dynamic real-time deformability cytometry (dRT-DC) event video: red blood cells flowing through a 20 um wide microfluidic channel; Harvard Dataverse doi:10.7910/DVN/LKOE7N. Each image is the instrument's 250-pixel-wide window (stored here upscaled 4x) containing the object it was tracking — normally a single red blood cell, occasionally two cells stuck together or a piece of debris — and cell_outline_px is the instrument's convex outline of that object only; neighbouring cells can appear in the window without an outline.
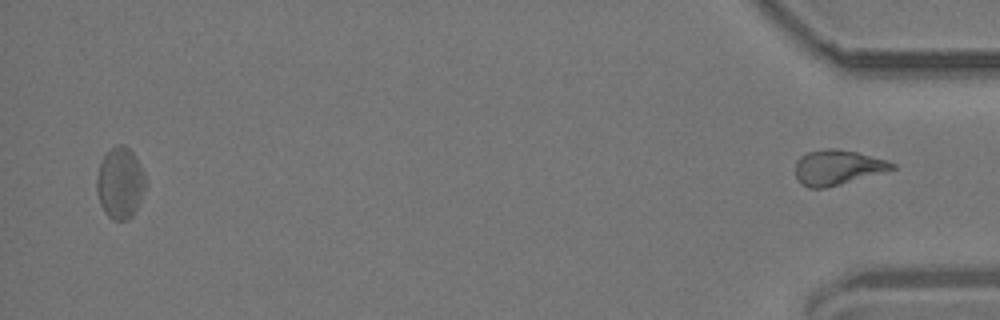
{"species": "common noctule bat (a hibernating species)", "species_latin": "Nyctalus noctula", "temperature_condition": "room temperature", "stored_images_in_passage": 45, "segment_of_instrument_passage": [2, 2], "camera_frame_rate_fps": 3000, "um_per_image_px": 0.085, "animal": {"sex": "male", "body_mass_g": 19.2, "forearm_length_mm": 51.8}, "frame": {"image": 1, "passage_image": 45, "time_ms": 14.667, "image_size_px": [1000, 320], "cell_outline_px": [[896, 168], [840, 184], [824, 188], [808, 188], [800, 184], [796, 176], [796, 160], [800, 156], [808, 152], [828, 148], [836, 148], [856, 152], [888, 160], [896, 164]], "centroid_in_image_um": [71.16, 14.22], "position_along_channel_um": 364.0, "area_um2": 19.59}}